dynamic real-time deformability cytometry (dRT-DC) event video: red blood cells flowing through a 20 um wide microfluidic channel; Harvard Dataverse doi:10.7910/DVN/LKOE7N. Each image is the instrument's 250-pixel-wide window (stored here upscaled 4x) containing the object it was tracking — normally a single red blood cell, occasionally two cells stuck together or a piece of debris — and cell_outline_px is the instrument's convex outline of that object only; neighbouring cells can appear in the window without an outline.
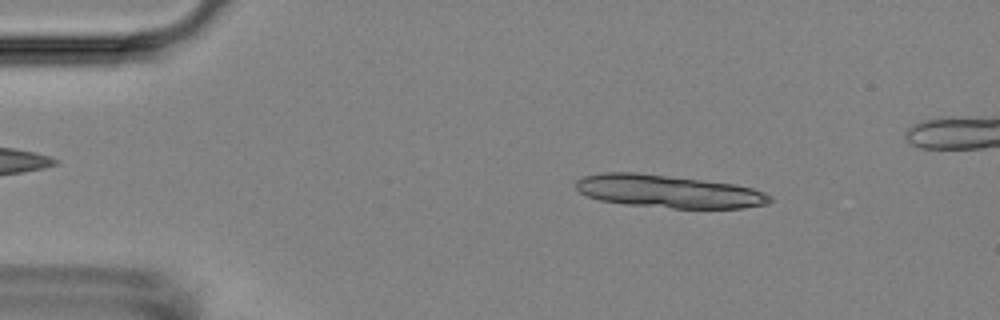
{"species": "Egyptian fruit bat (a non-hibernating species)", "species_latin": "Rousettus aegyptiacus", "temperature_condition": "room temperature", "stored_images_in_passage": 14, "camera_frame_rate_fps": 3000, "um_per_image_px": 0.085, "animal": {"sex": "female"}, "frame": {"image": 1, "passage_image": 7, "time_ms": 2.0, "image_size_px": [1000, 320], "cell_outline_px": [[772, 200], [768, 204], [744, 208], [672, 208], [624, 204], [600, 200], [588, 196], [580, 192], [576, 188], [576, 180], [584, 176], [604, 172], [636, 172], [736, 184], [752, 188], [764, 192], [772, 196]], "centroid_in_image_um": [56.84, 16.27], "position_along_channel_um": 28.2, "area_um2": 37.11}}